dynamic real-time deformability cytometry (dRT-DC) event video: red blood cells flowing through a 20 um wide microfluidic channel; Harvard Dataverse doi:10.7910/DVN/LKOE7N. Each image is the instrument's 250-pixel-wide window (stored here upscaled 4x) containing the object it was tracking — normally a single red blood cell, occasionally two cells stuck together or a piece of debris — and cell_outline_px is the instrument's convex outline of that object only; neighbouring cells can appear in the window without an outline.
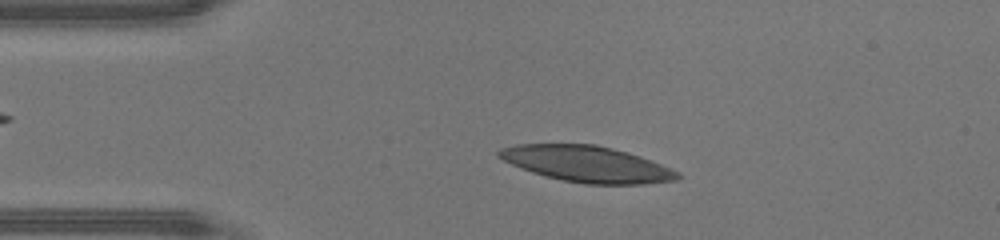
{"species": "human", "species_latin": "Homo sapiens", "temperature_condition": "warm", "stored_images_in_passage": 43, "camera_frame_rate_fps": 3000, "um_per_image_px": 0.085, "donor": {"sex": "male"}, "frame": {"image": 1, "passage_image": 7, "time_ms": 2.0, "image_size_px": [1000, 240], "cell_outline_px": [[684, 176], [676, 180], [644, 184], [584, 184], [560, 180], [532, 172], [520, 168], [496, 156], [496, 152], [500, 148], [516, 144], [596, 144], [628, 152], [640, 156], [672, 168], [680, 172]], "centroid_in_image_um": [49.91, 13.94], "position_along_channel_um": 35.1, "area_um2": 37.8}}
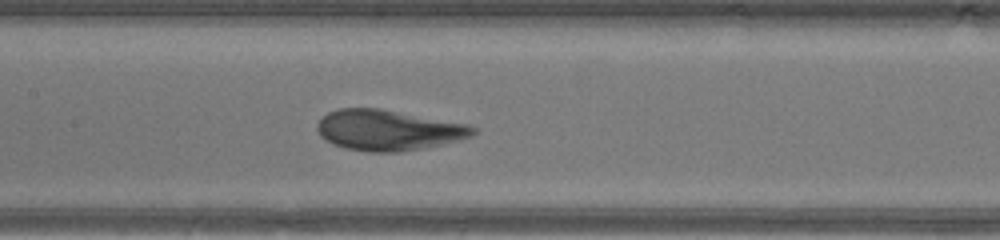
{"frame": {"image": 2, "passage_image": 19, "time_ms": 6.0, "image_size_px": [1000, 240], "cell_outline_px": [[480, 128], [472, 136], [424, 148], [400, 152], [368, 152], [344, 148], [320, 136], [316, 128], [316, 124], [328, 112], [336, 108], [380, 108], [468, 124]], "centroid_in_image_um": [33.01, 11.05], "position_along_channel_um": 174.4, "area_um2": 36.88}}
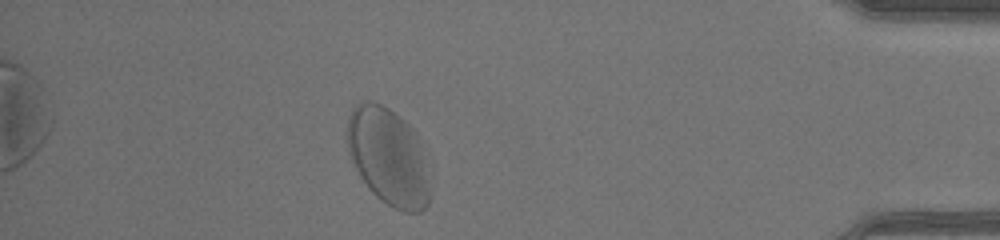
{"frame": {"image": 3, "passage_image": 38, "time_ms": 12.333, "image_size_px": [1000, 240], "cell_outline_px": [[428, 204], [420, 212], [404, 212], [392, 208], [380, 200], [368, 188], [360, 176], [348, 152], [348, 116], [352, 108], [360, 100], [368, 100], [380, 104], [388, 108], [404, 120], [412, 128], [416, 136], [428, 192]], "centroid_in_image_um": [32.91, 13.3], "position_along_channel_um": 402.3, "area_um2": 45.6}, "authors_computed_cell_mechanics": {"area_um2": 39.5352, "velocity_mm_per_s": 4.3706, "shape_relaxation_time_tau1_ms": 1.5505, "shape_relaxation_time_tau2_ms": 0.8714, "deformation_change_tau1": 0.1111, "deformation_change_tau2": 0.0709}}